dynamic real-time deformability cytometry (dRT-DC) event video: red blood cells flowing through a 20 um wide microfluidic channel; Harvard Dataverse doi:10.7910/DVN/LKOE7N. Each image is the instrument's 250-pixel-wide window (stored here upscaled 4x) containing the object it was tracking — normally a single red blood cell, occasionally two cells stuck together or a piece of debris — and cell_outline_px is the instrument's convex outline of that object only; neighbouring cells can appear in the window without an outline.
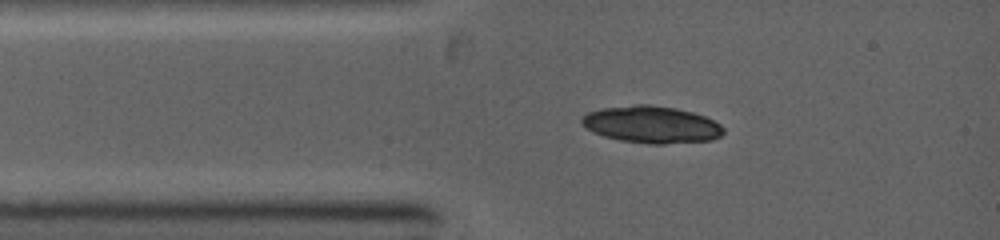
{"species": "common noctule bat (a hibernating species)", "species_latin": "Nyctalus noctula", "temperature_condition": "warm", "stored_images_in_passage": 2, "camera_frame_rate_fps": 5000, "um_per_image_px": 0.085, "animal": {"sex": "female", "body_mass_g": 19.0, "forearm_length_mm": 53.3}, "frame": {"image": 1, "passage_image": 2, "time_ms": 1.4, "image_size_px": [1000, 240], "cell_outline_px": [[724, 132], [720, 136], [712, 140], [664, 144], [648, 144], [620, 140], [604, 136], [592, 132], [580, 124], [580, 120], [588, 112], [604, 108], [636, 104], [648, 104], [676, 108], [692, 112], [704, 116], [720, 124], [724, 128]], "centroid_in_image_um": [55.37, 10.59], "position_along_channel_um": 29.6, "area_um2": 30.63}}